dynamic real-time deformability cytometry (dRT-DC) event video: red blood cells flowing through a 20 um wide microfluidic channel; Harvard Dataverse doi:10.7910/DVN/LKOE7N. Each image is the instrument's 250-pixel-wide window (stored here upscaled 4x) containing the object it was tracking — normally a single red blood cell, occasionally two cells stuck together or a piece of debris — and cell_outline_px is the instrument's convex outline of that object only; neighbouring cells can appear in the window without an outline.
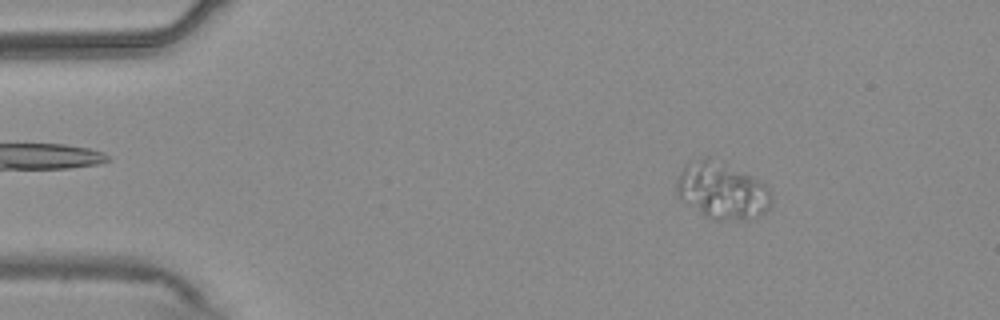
{"species": "common noctule bat (a hibernating species)", "species_latin": "Nyctalus noctula", "temperature_condition": "warm", "stored_images_in_passage": 54, "camera_frame_rate_fps": 3000, "um_per_image_px": 0.085, "animal": {"sex": "male", "body_mass_g": 20.4}, "frame": {"image": 1, "passage_image": 8, "time_ms": 2.333, "image_size_px": [1000, 320], "cell_outline_px": [[772, 204], [756, 220], [716, 220], [704, 216], [676, 196], [676, 180], [680, 172], [684, 168], [700, 156], [708, 156], [764, 184], [768, 188], [772, 196]], "centroid_in_image_um": [61.35, 16.26], "position_along_channel_um": 23.6, "area_um2": 31.21}}
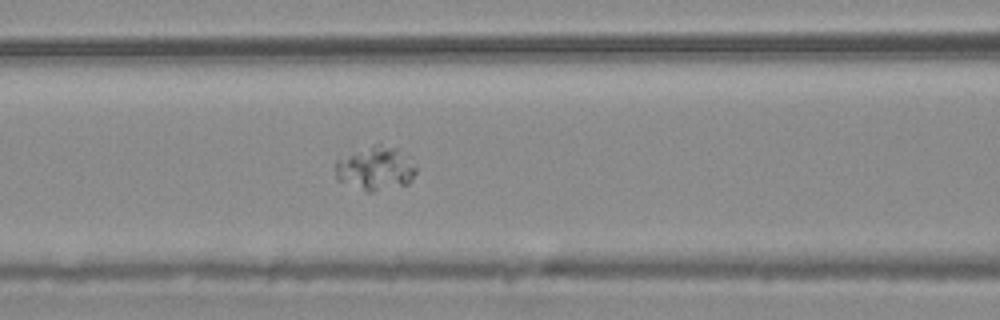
{"frame": {"image": 2, "passage_image": 23, "time_ms": 7.333, "image_size_px": [1000, 320], "cell_outline_px": [[416, 172], [408, 184], [372, 192], [364, 192], [336, 180], [336, 160], [380, 140], [412, 156], [416, 168]], "centroid_in_image_um": [31.94, 14.28], "position_along_channel_um": 134.7, "area_um2": 21.33}}
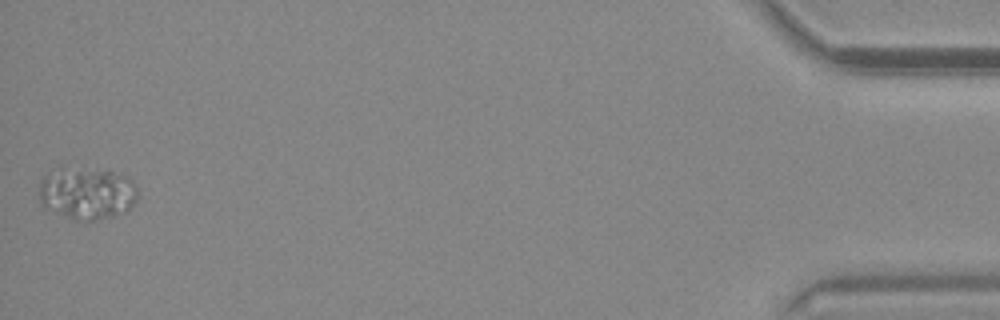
{"frame": {"image": 3, "passage_image": 54, "time_ms": 17.667, "image_size_px": [1000, 320], "cell_outline_px": [[136, 200], [128, 212], [112, 216], [92, 220], [72, 220], [44, 208], [40, 204], [40, 180], [44, 176], [68, 172], [108, 168], [128, 176], [132, 180], [136, 188]], "centroid_in_image_um": [7.47, 16.49], "position_along_channel_um": 427.7, "area_um2": 29.42}}